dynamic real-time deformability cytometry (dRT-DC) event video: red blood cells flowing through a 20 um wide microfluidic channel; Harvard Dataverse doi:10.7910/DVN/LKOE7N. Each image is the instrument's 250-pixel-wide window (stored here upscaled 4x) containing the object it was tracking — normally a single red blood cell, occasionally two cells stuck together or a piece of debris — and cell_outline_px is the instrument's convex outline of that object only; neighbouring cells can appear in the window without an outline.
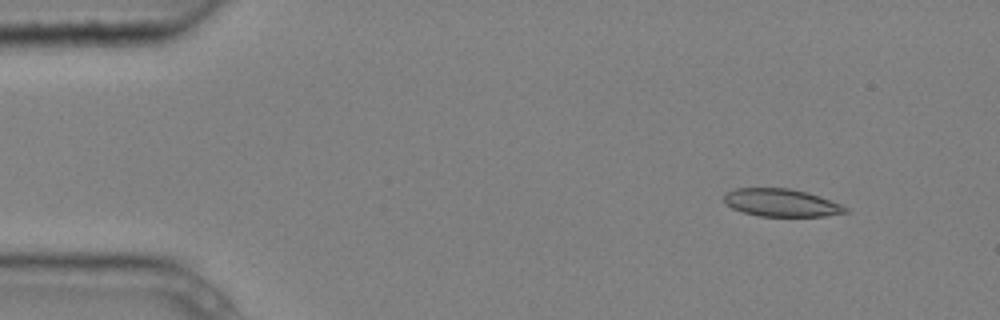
{"species": "common noctule bat (a hibernating species)", "species_latin": "Nyctalus noctula", "temperature_condition": "cold", "stored_images_in_passage": 5, "camera_frame_rate_fps": 3000, "um_per_image_px": 0.085, "animal": {"sex": "male", "body_mass_g": 20.4}, "frame": {"image": 1, "passage_image": 2, "time_ms": 0.333, "image_size_px": [1000, 320], "cell_outline_px": [[848, 212], [824, 216], [760, 216], [744, 212], [732, 208], [724, 200], [724, 196], [728, 192], [736, 188], [788, 188], [820, 196], [840, 204], [848, 208]], "centroid_in_image_um": [66.42, 17.23], "position_along_channel_um": 18.6, "area_um2": 19.31}}
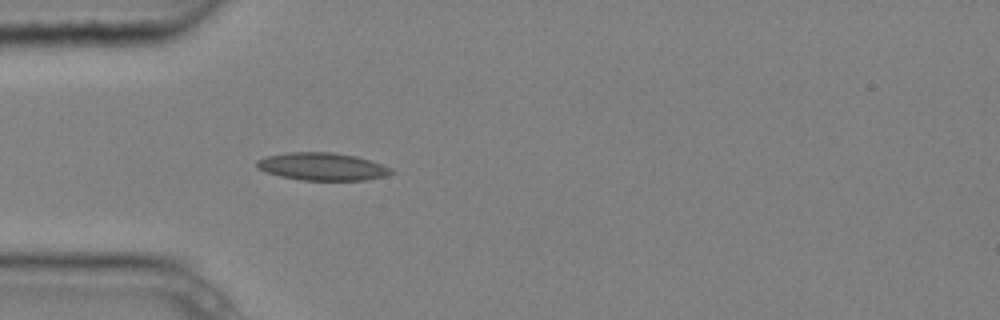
{"frame": {"image": 2, "passage_image": 5, "time_ms": 1.333, "image_size_px": [1000, 320], "cell_outline_px": [[396, 172], [388, 176], [364, 180], [300, 180], [280, 176], [256, 168], [256, 160], [264, 156], [288, 152], [332, 152], [356, 156], [392, 168]], "centroid_in_image_um": [27.39, 14.16], "position_along_channel_um": 57.6, "area_um2": 21.79}}